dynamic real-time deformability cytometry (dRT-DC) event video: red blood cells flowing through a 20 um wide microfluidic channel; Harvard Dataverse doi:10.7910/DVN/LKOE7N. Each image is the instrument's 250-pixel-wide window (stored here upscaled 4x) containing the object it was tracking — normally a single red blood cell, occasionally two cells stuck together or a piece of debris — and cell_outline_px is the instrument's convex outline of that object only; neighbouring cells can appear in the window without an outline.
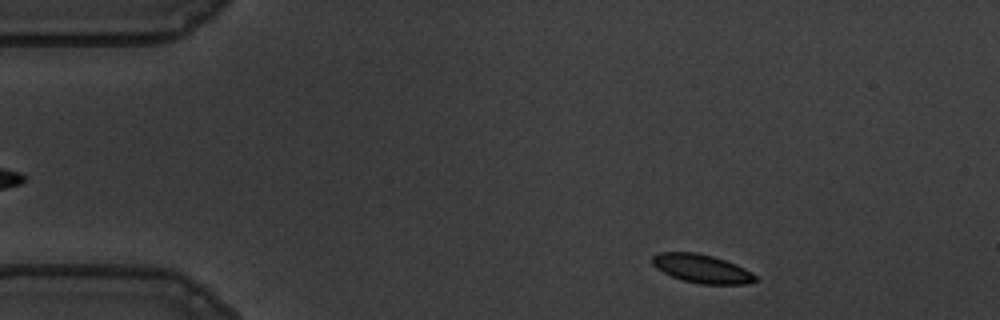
{"species": "common noctule bat (a hibernating species)", "species_latin": "Nyctalus noctula", "temperature_condition": "warm", "stored_images_in_passage": 51, "camera_frame_rate_fps": 3000, "um_per_image_px": 0.085, "animal": {"sex": "male", "body_mass_g": 19.5, "forearm_length_mm": 54.6}, "frame": {"image": 1, "passage_image": 3, "time_ms": 0.667, "image_size_px": [1000, 320], "cell_outline_px": [[756, 280], [748, 284], [700, 284], [684, 280], [672, 276], [656, 268], [652, 264], [652, 256], [656, 252], [696, 252], [712, 256], [736, 264], [752, 272], [756, 276]], "centroid_in_image_um": [59.64, 22.83], "position_along_channel_um": 25.4, "area_um2": 17.11}}
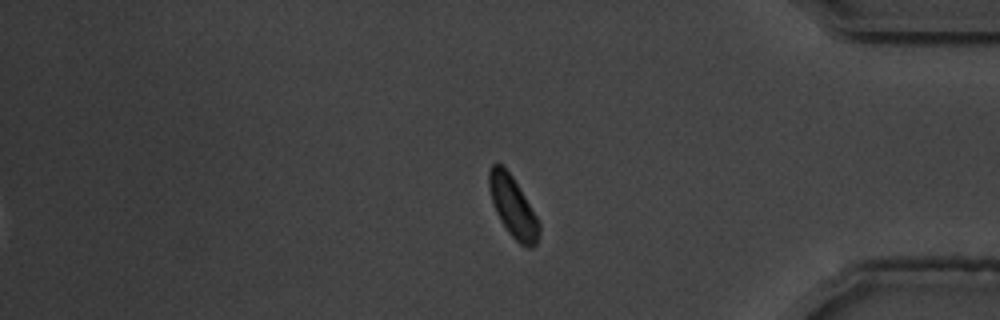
{"frame": {"image": 2, "passage_image": 42, "time_ms": 13.667, "image_size_px": [1000, 320], "cell_outline_px": [[540, 236], [536, 244], [532, 248], [528, 248], [520, 244], [508, 232], [500, 220], [496, 212], [488, 188], [488, 172], [492, 164], [500, 164], [512, 176], [536, 216], [540, 224]], "centroid_in_image_um": [43.6, 17.61], "position_along_channel_um": 391.6, "area_um2": 17.51}}
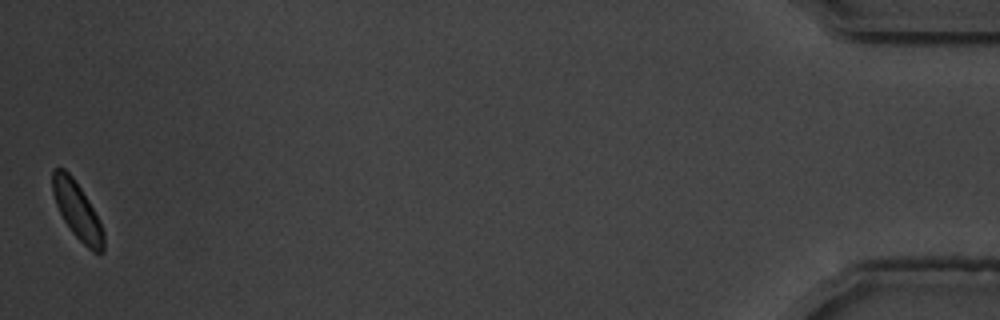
{"frame": {"image": 3, "passage_image": 51, "time_ms": 16.667, "image_size_px": [1000, 320], "cell_outline_px": [[104, 252], [92, 252], [72, 232], [64, 220], [56, 204], [52, 192], [52, 168], [64, 168], [72, 176], [88, 200], [100, 220], [104, 232]], "centroid_in_image_um": [6.57, 17.9], "position_along_channel_um": 428.6, "area_um2": 16.88}, "authors_computed_cell_mechanics": {"area_um2": 17.5712, "velocity_mm_per_s": 3.5279, "shape_relaxation_time_tau1_ms": 2.5136, "shape_relaxation_time_tau2_ms": null, "deformation_change_tau1": 0.1102, "deformation_change_tau2": null}}